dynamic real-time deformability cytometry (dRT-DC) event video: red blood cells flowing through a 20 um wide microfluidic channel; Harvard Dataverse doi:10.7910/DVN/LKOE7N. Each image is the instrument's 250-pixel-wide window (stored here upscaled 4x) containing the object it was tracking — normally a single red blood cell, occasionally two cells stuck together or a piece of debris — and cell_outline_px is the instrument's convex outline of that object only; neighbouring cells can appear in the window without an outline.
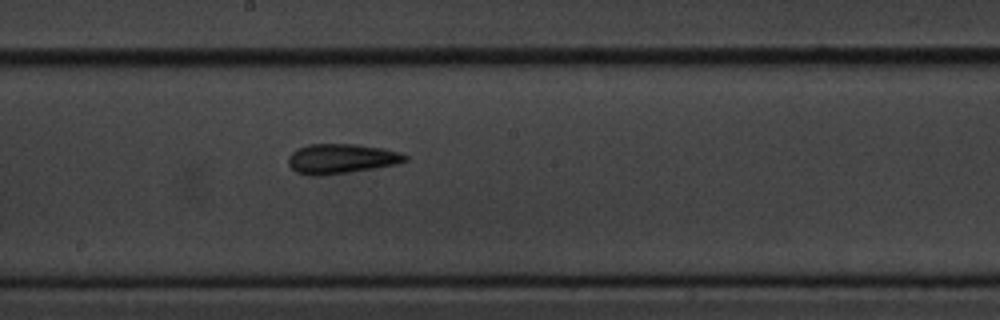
{"species": "common noctule bat (a hibernating species)", "species_latin": "Nyctalus noctula", "temperature_condition": "cold", "stored_images_in_passage": 7, "camera_frame_rate_fps": 3000, "um_per_image_px": 0.085, "animal": {"sex": "male", "body_mass_g": 20.1, "forearm_length_mm": 53.5}, "frame": {"image": 1, "passage_image": 7, "time_ms": 7.667, "image_size_px": [1000, 320], "cell_outline_px": [[408, 160], [396, 164], [376, 168], [320, 176], [308, 176], [296, 172], [288, 164], [288, 156], [296, 148], [308, 144], [356, 144], [384, 148], [400, 152], [408, 156]], "centroid_in_image_um": [28.99, 13.49], "position_along_channel_um": 219.2, "area_um2": 20.52}}